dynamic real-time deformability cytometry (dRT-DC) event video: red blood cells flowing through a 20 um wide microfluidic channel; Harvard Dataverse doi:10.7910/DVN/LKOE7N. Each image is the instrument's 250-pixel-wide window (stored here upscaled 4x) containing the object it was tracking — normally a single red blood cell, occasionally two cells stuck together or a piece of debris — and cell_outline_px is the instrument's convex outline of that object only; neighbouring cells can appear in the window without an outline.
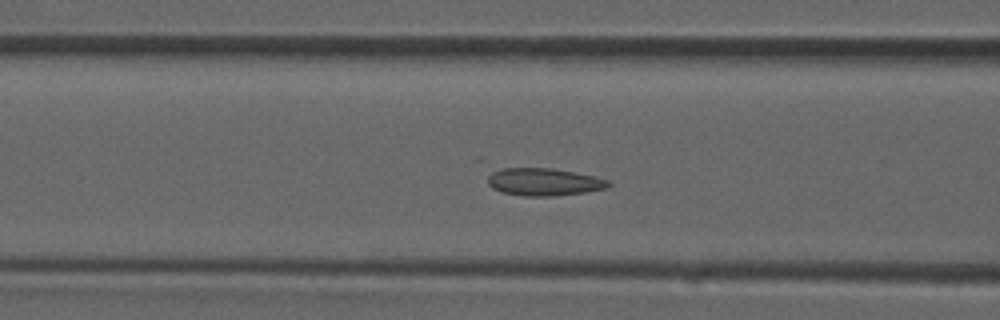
{"species": "common noctule bat (a hibernating species)", "species_latin": "Nyctalus noctula", "temperature_condition": "room temperature", "stored_images_in_passage": 38, "camera_frame_rate_fps": 3000, "um_per_image_px": 0.085, "animal": {"sex": "male", "forearm_length_mm": 52.5}, "frame": {"image": 1, "passage_image": 13, "time_ms": 4.0, "image_size_px": [1000, 320], "cell_outline_px": [[612, 184], [608, 188], [584, 192], [552, 196], [524, 196], [500, 192], [492, 188], [488, 184], [488, 168], [552, 168], [592, 176], [608, 180]], "centroid_in_image_um": [46.13, 15.45], "position_along_channel_um": 120.5, "area_um2": 19.59}}
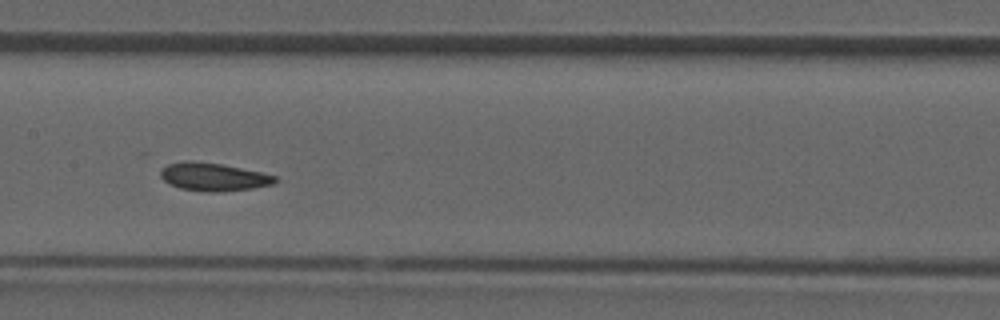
{"frame": {"image": 2, "passage_image": 17, "time_ms": 5.333, "image_size_px": [1000, 320], "cell_outline_px": [[280, 180], [272, 184], [252, 188], [220, 192], [208, 192], [180, 188], [164, 180], [160, 176], [160, 172], [168, 164], [184, 160], [192, 160], [220, 164], [260, 172], [276, 176]], "centroid_in_image_um": [18.15, 15.03], "position_along_channel_um": 189.2, "area_um2": 18.55}}
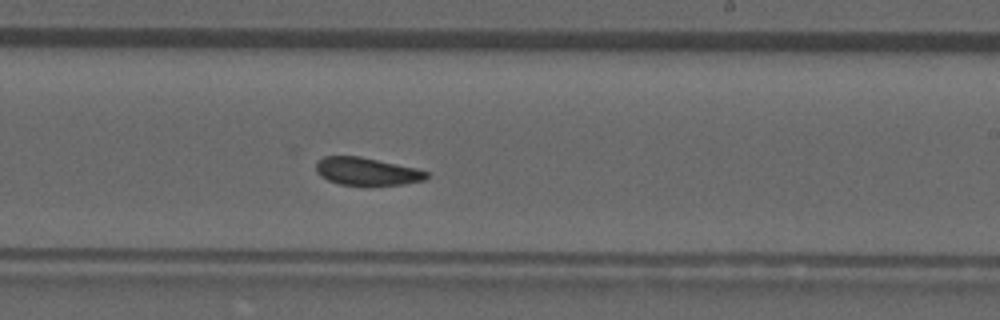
{"frame": {"image": 3, "passage_image": 21, "time_ms": 6.667, "image_size_px": [1000, 320], "cell_outline_px": [[428, 176], [424, 180], [404, 184], [340, 184], [328, 180], [320, 176], [316, 172], [316, 164], [324, 156], [360, 156], [416, 168], [428, 172]], "centroid_in_image_um": [31.17, 14.55], "position_along_channel_um": 257.8, "area_um2": 17.51}}